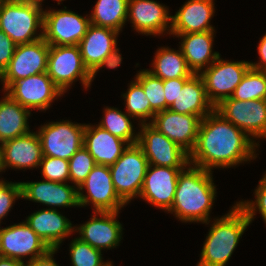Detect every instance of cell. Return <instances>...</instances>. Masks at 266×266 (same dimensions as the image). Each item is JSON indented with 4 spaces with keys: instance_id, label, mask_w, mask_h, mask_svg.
<instances>
[{
    "instance_id": "cell-47",
    "label": "cell",
    "mask_w": 266,
    "mask_h": 266,
    "mask_svg": "<svg viewBox=\"0 0 266 266\" xmlns=\"http://www.w3.org/2000/svg\"><path fill=\"white\" fill-rule=\"evenodd\" d=\"M44 0H39V2H43ZM56 1H58V5L60 4V2H62V1H64V0H56Z\"/></svg>"
},
{
    "instance_id": "cell-11",
    "label": "cell",
    "mask_w": 266,
    "mask_h": 266,
    "mask_svg": "<svg viewBox=\"0 0 266 266\" xmlns=\"http://www.w3.org/2000/svg\"><path fill=\"white\" fill-rule=\"evenodd\" d=\"M250 68V62L225 61L219 56L200 75L204 81L206 94L209 101L215 107L222 100L232 96L236 86Z\"/></svg>"
},
{
    "instance_id": "cell-22",
    "label": "cell",
    "mask_w": 266,
    "mask_h": 266,
    "mask_svg": "<svg viewBox=\"0 0 266 266\" xmlns=\"http://www.w3.org/2000/svg\"><path fill=\"white\" fill-rule=\"evenodd\" d=\"M214 6V0H188L172 15L170 34L215 31L210 25L215 13Z\"/></svg>"
},
{
    "instance_id": "cell-43",
    "label": "cell",
    "mask_w": 266,
    "mask_h": 266,
    "mask_svg": "<svg viewBox=\"0 0 266 266\" xmlns=\"http://www.w3.org/2000/svg\"><path fill=\"white\" fill-rule=\"evenodd\" d=\"M58 249H49L44 255L26 261L25 266H59L53 256Z\"/></svg>"
},
{
    "instance_id": "cell-5",
    "label": "cell",
    "mask_w": 266,
    "mask_h": 266,
    "mask_svg": "<svg viewBox=\"0 0 266 266\" xmlns=\"http://www.w3.org/2000/svg\"><path fill=\"white\" fill-rule=\"evenodd\" d=\"M148 165L142 148L136 143L128 145L121 157L109 166L115 191L126 204L139 197Z\"/></svg>"
},
{
    "instance_id": "cell-3",
    "label": "cell",
    "mask_w": 266,
    "mask_h": 266,
    "mask_svg": "<svg viewBox=\"0 0 266 266\" xmlns=\"http://www.w3.org/2000/svg\"><path fill=\"white\" fill-rule=\"evenodd\" d=\"M250 224L246 212L237 203L226 215L214 219L197 266H226Z\"/></svg>"
},
{
    "instance_id": "cell-25",
    "label": "cell",
    "mask_w": 266,
    "mask_h": 266,
    "mask_svg": "<svg viewBox=\"0 0 266 266\" xmlns=\"http://www.w3.org/2000/svg\"><path fill=\"white\" fill-rule=\"evenodd\" d=\"M119 32L91 24L78 46L84 65L92 73L117 46Z\"/></svg>"
},
{
    "instance_id": "cell-4",
    "label": "cell",
    "mask_w": 266,
    "mask_h": 266,
    "mask_svg": "<svg viewBox=\"0 0 266 266\" xmlns=\"http://www.w3.org/2000/svg\"><path fill=\"white\" fill-rule=\"evenodd\" d=\"M43 15L42 3L37 0H4L0 3V30L16 45L37 41L43 38Z\"/></svg>"
},
{
    "instance_id": "cell-27",
    "label": "cell",
    "mask_w": 266,
    "mask_h": 266,
    "mask_svg": "<svg viewBox=\"0 0 266 266\" xmlns=\"http://www.w3.org/2000/svg\"><path fill=\"white\" fill-rule=\"evenodd\" d=\"M180 114H192L203 119L215 109L209 101L200 74H193L179 90L176 100L168 108Z\"/></svg>"
},
{
    "instance_id": "cell-13",
    "label": "cell",
    "mask_w": 266,
    "mask_h": 266,
    "mask_svg": "<svg viewBox=\"0 0 266 266\" xmlns=\"http://www.w3.org/2000/svg\"><path fill=\"white\" fill-rule=\"evenodd\" d=\"M137 144L142 148L149 165L163 167H186L189 154L150 123L138 124Z\"/></svg>"
},
{
    "instance_id": "cell-24",
    "label": "cell",
    "mask_w": 266,
    "mask_h": 266,
    "mask_svg": "<svg viewBox=\"0 0 266 266\" xmlns=\"http://www.w3.org/2000/svg\"><path fill=\"white\" fill-rule=\"evenodd\" d=\"M50 249H59L63 239L74 232L71 221L57 209L44 208L26 218L25 221Z\"/></svg>"
},
{
    "instance_id": "cell-9",
    "label": "cell",
    "mask_w": 266,
    "mask_h": 266,
    "mask_svg": "<svg viewBox=\"0 0 266 266\" xmlns=\"http://www.w3.org/2000/svg\"><path fill=\"white\" fill-rule=\"evenodd\" d=\"M64 8L44 11L43 39L49 45H78L91 25L89 16H81Z\"/></svg>"
},
{
    "instance_id": "cell-39",
    "label": "cell",
    "mask_w": 266,
    "mask_h": 266,
    "mask_svg": "<svg viewBox=\"0 0 266 266\" xmlns=\"http://www.w3.org/2000/svg\"><path fill=\"white\" fill-rule=\"evenodd\" d=\"M22 198L21 182H6L0 179V223L11 210L15 200Z\"/></svg>"
},
{
    "instance_id": "cell-32",
    "label": "cell",
    "mask_w": 266,
    "mask_h": 266,
    "mask_svg": "<svg viewBox=\"0 0 266 266\" xmlns=\"http://www.w3.org/2000/svg\"><path fill=\"white\" fill-rule=\"evenodd\" d=\"M125 100L126 111L129 116L139 119L141 124L151 123L156 112L151 108L143 87L134 79L128 86L126 93L122 95Z\"/></svg>"
},
{
    "instance_id": "cell-29",
    "label": "cell",
    "mask_w": 266,
    "mask_h": 266,
    "mask_svg": "<svg viewBox=\"0 0 266 266\" xmlns=\"http://www.w3.org/2000/svg\"><path fill=\"white\" fill-rule=\"evenodd\" d=\"M152 68L148 71L162 80L190 78L194 73L188 67L181 49L162 47L156 51Z\"/></svg>"
},
{
    "instance_id": "cell-18",
    "label": "cell",
    "mask_w": 266,
    "mask_h": 266,
    "mask_svg": "<svg viewBox=\"0 0 266 266\" xmlns=\"http://www.w3.org/2000/svg\"><path fill=\"white\" fill-rule=\"evenodd\" d=\"M93 213L89 221L79 227L74 226V231L79 232L78 238L101 251L119 246L123 234L122 224L116 218L119 211H93Z\"/></svg>"
},
{
    "instance_id": "cell-20",
    "label": "cell",
    "mask_w": 266,
    "mask_h": 266,
    "mask_svg": "<svg viewBox=\"0 0 266 266\" xmlns=\"http://www.w3.org/2000/svg\"><path fill=\"white\" fill-rule=\"evenodd\" d=\"M22 198L37 202L51 209L56 207H80L78 188L67 183L49 180L38 182H21Z\"/></svg>"
},
{
    "instance_id": "cell-36",
    "label": "cell",
    "mask_w": 266,
    "mask_h": 266,
    "mask_svg": "<svg viewBox=\"0 0 266 266\" xmlns=\"http://www.w3.org/2000/svg\"><path fill=\"white\" fill-rule=\"evenodd\" d=\"M95 165L94 158L83 146L69 159L70 182L78 188L85 181Z\"/></svg>"
},
{
    "instance_id": "cell-12",
    "label": "cell",
    "mask_w": 266,
    "mask_h": 266,
    "mask_svg": "<svg viewBox=\"0 0 266 266\" xmlns=\"http://www.w3.org/2000/svg\"><path fill=\"white\" fill-rule=\"evenodd\" d=\"M50 45L43 39L16 45L14 55L0 75L5 91L13 82L47 72Z\"/></svg>"
},
{
    "instance_id": "cell-28",
    "label": "cell",
    "mask_w": 266,
    "mask_h": 266,
    "mask_svg": "<svg viewBox=\"0 0 266 266\" xmlns=\"http://www.w3.org/2000/svg\"><path fill=\"white\" fill-rule=\"evenodd\" d=\"M30 115L31 112L26 107L5 93L0 100V144L29 133Z\"/></svg>"
},
{
    "instance_id": "cell-38",
    "label": "cell",
    "mask_w": 266,
    "mask_h": 266,
    "mask_svg": "<svg viewBox=\"0 0 266 266\" xmlns=\"http://www.w3.org/2000/svg\"><path fill=\"white\" fill-rule=\"evenodd\" d=\"M262 179L259 180V184L255 189V201H240L236 202L247 214L250 222L253 221L256 212L262 215L264 222L266 223V173Z\"/></svg>"
},
{
    "instance_id": "cell-45",
    "label": "cell",
    "mask_w": 266,
    "mask_h": 266,
    "mask_svg": "<svg viewBox=\"0 0 266 266\" xmlns=\"http://www.w3.org/2000/svg\"><path fill=\"white\" fill-rule=\"evenodd\" d=\"M0 266H25V263L13 258L0 256Z\"/></svg>"
},
{
    "instance_id": "cell-7",
    "label": "cell",
    "mask_w": 266,
    "mask_h": 266,
    "mask_svg": "<svg viewBox=\"0 0 266 266\" xmlns=\"http://www.w3.org/2000/svg\"><path fill=\"white\" fill-rule=\"evenodd\" d=\"M85 125L69 120L41 125L36 133L41 142L43 156L69 160L83 147Z\"/></svg>"
},
{
    "instance_id": "cell-19",
    "label": "cell",
    "mask_w": 266,
    "mask_h": 266,
    "mask_svg": "<svg viewBox=\"0 0 266 266\" xmlns=\"http://www.w3.org/2000/svg\"><path fill=\"white\" fill-rule=\"evenodd\" d=\"M127 19L143 35L156 36L166 31L170 34L171 31L172 16L169 15L168 7L154 0H129Z\"/></svg>"
},
{
    "instance_id": "cell-17",
    "label": "cell",
    "mask_w": 266,
    "mask_h": 266,
    "mask_svg": "<svg viewBox=\"0 0 266 266\" xmlns=\"http://www.w3.org/2000/svg\"><path fill=\"white\" fill-rule=\"evenodd\" d=\"M201 118L169 109L157 112L150 123L160 133L190 154L196 145Z\"/></svg>"
},
{
    "instance_id": "cell-44",
    "label": "cell",
    "mask_w": 266,
    "mask_h": 266,
    "mask_svg": "<svg viewBox=\"0 0 266 266\" xmlns=\"http://www.w3.org/2000/svg\"><path fill=\"white\" fill-rule=\"evenodd\" d=\"M258 54L260 61L258 63L250 62V67L255 70L266 71V33L258 44Z\"/></svg>"
},
{
    "instance_id": "cell-41",
    "label": "cell",
    "mask_w": 266,
    "mask_h": 266,
    "mask_svg": "<svg viewBox=\"0 0 266 266\" xmlns=\"http://www.w3.org/2000/svg\"><path fill=\"white\" fill-rule=\"evenodd\" d=\"M189 78H176L163 80V90L164 96L166 100V109H168L171 104L176 100L177 95L179 94V90L183 88L184 83Z\"/></svg>"
},
{
    "instance_id": "cell-46",
    "label": "cell",
    "mask_w": 266,
    "mask_h": 266,
    "mask_svg": "<svg viewBox=\"0 0 266 266\" xmlns=\"http://www.w3.org/2000/svg\"><path fill=\"white\" fill-rule=\"evenodd\" d=\"M4 168H3V164H2V148H1V144H0V172H3Z\"/></svg>"
},
{
    "instance_id": "cell-1",
    "label": "cell",
    "mask_w": 266,
    "mask_h": 266,
    "mask_svg": "<svg viewBox=\"0 0 266 266\" xmlns=\"http://www.w3.org/2000/svg\"><path fill=\"white\" fill-rule=\"evenodd\" d=\"M258 145L214 109L201 120L196 145L189 154V164L209 171L230 168L254 160Z\"/></svg>"
},
{
    "instance_id": "cell-30",
    "label": "cell",
    "mask_w": 266,
    "mask_h": 266,
    "mask_svg": "<svg viewBox=\"0 0 266 266\" xmlns=\"http://www.w3.org/2000/svg\"><path fill=\"white\" fill-rule=\"evenodd\" d=\"M129 0H97L89 19L91 24L122 31L127 20Z\"/></svg>"
},
{
    "instance_id": "cell-31",
    "label": "cell",
    "mask_w": 266,
    "mask_h": 266,
    "mask_svg": "<svg viewBox=\"0 0 266 266\" xmlns=\"http://www.w3.org/2000/svg\"><path fill=\"white\" fill-rule=\"evenodd\" d=\"M103 117L99 125L101 128L107 130L112 135L121 138L129 145L136 144L138 142V133L135 134L133 123L127 112H122L118 108L106 107L103 111Z\"/></svg>"
},
{
    "instance_id": "cell-23",
    "label": "cell",
    "mask_w": 266,
    "mask_h": 266,
    "mask_svg": "<svg viewBox=\"0 0 266 266\" xmlns=\"http://www.w3.org/2000/svg\"><path fill=\"white\" fill-rule=\"evenodd\" d=\"M128 143L99 125H85L83 146L97 165L111 166L128 147Z\"/></svg>"
},
{
    "instance_id": "cell-15",
    "label": "cell",
    "mask_w": 266,
    "mask_h": 266,
    "mask_svg": "<svg viewBox=\"0 0 266 266\" xmlns=\"http://www.w3.org/2000/svg\"><path fill=\"white\" fill-rule=\"evenodd\" d=\"M49 249L25 221L6 228L0 227V256L2 257L24 262L23 258L29 256L28 261H31L44 255Z\"/></svg>"
},
{
    "instance_id": "cell-21",
    "label": "cell",
    "mask_w": 266,
    "mask_h": 266,
    "mask_svg": "<svg viewBox=\"0 0 266 266\" xmlns=\"http://www.w3.org/2000/svg\"><path fill=\"white\" fill-rule=\"evenodd\" d=\"M2 164L4 170L37 168L42 161L41 142L36 132H29L20 137L1 143Z\"/></svg>"
},
{
    "instance_id": "cell-16",
    "label": "cell",
    "mask_w": 266,
    "mask_h": 266,
    "mask_svg": "<svg viewBox=\"0 0 266 266\" xmlns=\"http://www.w3.org/2000/svg\"><path fill=\"white\" fill-rule=\"evenodd\" d=\"M184 168L148 165L139 197L168 212L173 205L179 173Z\"/></svg>"
},
{
    "instance_id": "cell-10",
    "label": "cell",
    "mask_w": 266,
    "mask_h": 266,
    "mask_svg": "<svg viewBox=\"0 0 266 266\" xmlns=\"http://www.w3.org/2000/svg\"><path fill=\"white\" fill-rule=\"evenodd\" d=\"M215 110L250 138L266 139V103L264 99L222 100Z\"/></svg>"
},
{
    "instance_id": "cell-2",
    "label": "cell",
    "mask_w": 266,
    "mask_h": 266,
    "mask_svg": "<svg viewBox=\"0 0 266 266\" xmlns=\"http://www.w3.org/2000/svg\"><path fill=\"white\" fill-rule=\"evenodd\" d=\"M212 172L192 164L181 170L173 205L168 213H174L182 222L209 224L210 211L217 193Z\"/></svg>"
},
{
    "instance_id": "cell-8",
    "label": "cell",
    "mask_w": 266,
    "mask_h": 266,
    "mask_svg": "<svg viewBox=\"0 0 266 266\" xmlns=\"http://www.w3.org/2000/svg\"><path fill=\"white\" fill-rule=\"evenodd\" d=\"M86 190L87 195L83 194ZM81 207L92 204L94 211L117 212L126 203L115 191L109 166L95 165L85 181L78 187Z\"/></svg>"
},
{
    "instance_id": "cell-14",
    "label": "cell",
    "mask_w": 266,
    "mask_h": 266,
    "mask_svg": "<svg viewBox=\"0 0 266 266\" xmlns=\"http://www.w3.org/2000/svg\"><path fill=\"white\" fill-rule=\"evenodd\" d=\"M4 92L30 112L33 109L48 110L53 100L64 95L47 72L17 80Z\"/></svg>"
},
{
    "instance_id": "cell-33",
    "label": "cell",
    "mask_w": 266,
    "mask_h": 266,
    "mask_svg": "<svg viewBox=\"0 0 266 266\" xmlns=\"http://www.w3.org/2000/svg\"><path fill=\"white\" fill-rule=\"evenodd\" d=\"M266 96V71L251 67L236 86L231 98L236 100L264 99Z\"/></svg>"
},
{
    "instance_id": "cell-26",
    "label": "cell",
    "mask_w": 266,
    "mask_h": 266,
    "mask_svg": "<svg viewBox=\"0 0 266 266\" xmlns=\"http://www.w3.org/2000/svg\"><path fill=\"white\" fill-rule=\"evenodd\" d=\"M214 32L171 34L180 37L181 45L179 47L188 67L194 74H200L220 56L219 52H213L212 50Z\"/></svg>"
},
{
    "instance_id": "cell-37",
    "label": "cell",
    "mask_w": 266,
    "mask_h": 266,
    "mask_svg": "<svg viewBox=\"0 0 266 266\" xmlns=\"http://www.w3.org/2000/svg\"><path fill=\"white\" fill-rule=\"evenodd\" d=\"M41 175L45 180L66 183L70 181L69 160L43 156L40 162Z\"/></svg>"
},
{
    "instance_id": "cell-34",
    "label": "cell",
    "mask_w": 266,
    "mask_h": 266,
    "mask_svg": "<svg viewBox=\"0 0 266 266\" xmlns=\"http://www.w3.org/2000/svg\"><path fill=\"white\" fill-rule=\"evenodd\" d=\"M135 80L143 87L151 108L157 113L166 109V100L163 90V80L148 69L138 71Z\"/></svg>"
},
{
    "instance_id": "cell-48",
    "label": "cell",
    "mask_w": 266,
    "mask_h": 266,
    "mask_svg": "<svg viewBox=\"0 0 266 266\" xmlns=\"http://www.w3.org/2000/svg\"><path fill=\"white\" fill-rule=\"evenodd\" d=\"M107 266H113V265H112V262L110 261V263H109Z\"/></svg>"
},
{
    "instance_id": "cell-35",
    "label": "cell",
    "mask_w": 266,
    "mask_h": 266,
    "mask_svg": "<svg viewBox=\"0 0 266 266\" xmlns=\"http://www.w3.org/2000/svg\"><path fill=\"white\" fill-rule=\"evenodd\" d=\"M72 266H107L110 261H103L102 251L93 248L90 244L74 238L70 243Z\"/></svg>"
},
{
    "instance_id": "cell-6",
    "label": "cell",
    "mask_w": 266,
    "mask_h": 266,
    "mask_svg": "<svg viewBox=\"0 0 266 266\" xmlns=\"http://www.w3.org/2000/svg\"><path fill=\"white\" fill-rule=\"evenodd\" d=\"M47 74L63 93L75 80H80L85 89L92 82V73L84 65L78 45H50Z\"/></svg>"
},
{
    "instance_id": "cell-42",
    "label": "cell",
    "mask_w": 266,
    "mask_h": 266,
    "mask_svg": "<svg viewBox=\"0 0 266 266\" xmlns=\"http://www.w3.org/2000/svg\"><path fill=\"white\" fill-rule=\"evenodd\" d=\"M122 54H119V48L117 46L105 57V59L99 64V66L92 72L91 81L94 80L97 72L107 66L109 69H115L121 65Z\"/></svg>"
},
{
    "instance_id": "cell-40",
    "label": "cell",
    "mask_w": 266,
    "mask_h": 266,
    "mask_svg": "<svg viewBox=\"0 0 266 266\" xmlns=\"http://www.w3.org/2000/svg\"><path fill=\"white\" fill-rule=\"evenodd\" d=\"M16 44L13 40L6 35L2 30H0V75L7 68L9 62L11 61Z\"/></svg>"
}]
</instances>
